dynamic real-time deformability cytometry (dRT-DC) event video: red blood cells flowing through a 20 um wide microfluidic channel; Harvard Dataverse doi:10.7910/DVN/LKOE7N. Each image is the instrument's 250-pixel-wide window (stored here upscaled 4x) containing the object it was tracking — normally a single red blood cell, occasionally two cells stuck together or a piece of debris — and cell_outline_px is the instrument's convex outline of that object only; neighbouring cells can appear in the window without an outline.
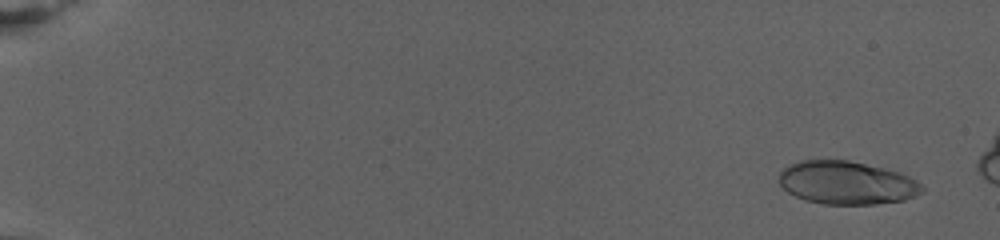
{"species": "human", "species_latin": "Homo sapiens", "temperature_condition": "warm", "stored_images_in_passage": 75, "camera_frame_rate_fps": 3000, "um_per_image_px": 0.085, "donor": {"sex": "female"}, "frame": {"image": 1, "passage_image": 2, "time_ms": 0.333, "image_size_px": [1000, 240], "cell_outline_px": [[924, 192], [904, 200], [876, 204], [824, 204], [804, 200], [788, 192], [780, 184], [780, 172], [788, 164], [800, 160], [848, 160], [884, 168], [900, 172], [916, 180], [924, 188]], "centroid_in_image_um": [71.98, 15.53], "position_along_channel_um": 13.0, "area_um2": 36.01}}
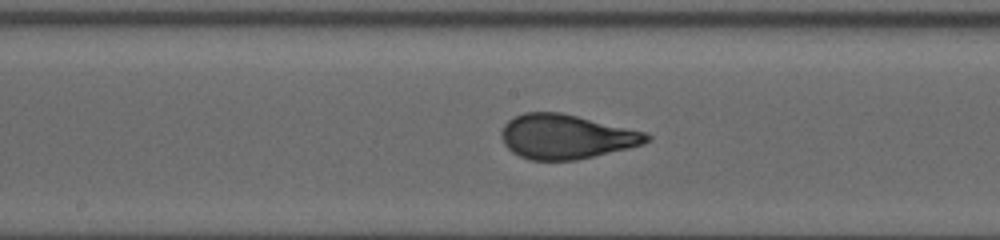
{"frame": {"image": 2, "passage_image": 42, "time_ms": 13.667, "image_size_px": [1000, 240], "cell_outline_px": [[652, 140], [644, 144], [628, 148], [576, 160], [528, 160], [512, 152], [504, 144], [500, 136], [500, 132], [504, 124], [508, 120], [524, 112], [560, 112], [648, 132], [652, 136]], "centroid_in_image_um": [48.13, 11.61], "position_along_channel_um": 200.1, "area_um2": 37.86}}
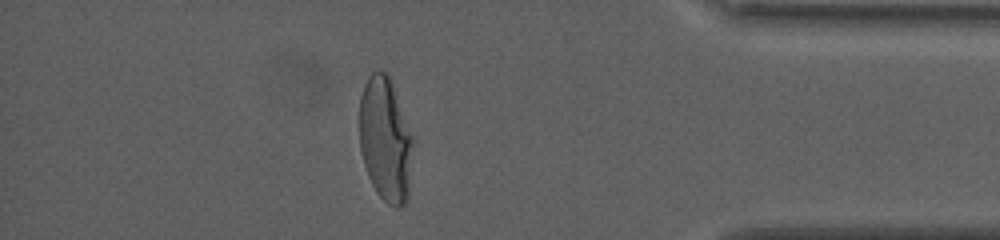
{"frame": {"image": 3, "passage_image": 67, "time_ms": 22.0, "image_size_px": [1000, 240], "cell_outline_px": [[412, 144], [408, 196], [404, 204], [400, 208], [396, 208], [388, 204], [376, 192], [368, 176], [364, 164], [360, 148], [360, 96], [364, 84], [368, 76], [372, 72], [388, 72], [412, 136]], "centroid_in_image_um": [32.74, 11.86], "position_along_channel_um": 402.5, "area_um2": 38.38}}